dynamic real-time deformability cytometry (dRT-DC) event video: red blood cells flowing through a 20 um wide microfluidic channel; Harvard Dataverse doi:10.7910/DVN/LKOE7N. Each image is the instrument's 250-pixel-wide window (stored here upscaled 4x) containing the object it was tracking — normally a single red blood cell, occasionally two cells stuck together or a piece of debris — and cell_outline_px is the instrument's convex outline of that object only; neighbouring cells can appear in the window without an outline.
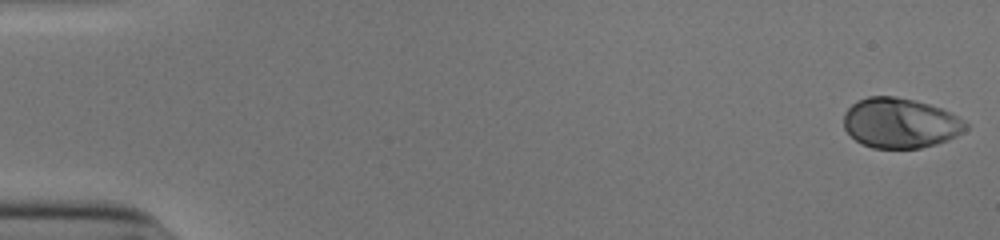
{"species": "human", "species_latin": "Homo sapiens", "temperature_condition": "cold", "stored_images_in_passage": 53, "camera_frame_rate_fps": 3000, "um_per_image_px": 0.085, "donor": {"sex": "male"}, "frame": {"image": 1, "passage_image": 1, "time_ms": 0.0, "image_size_px": [1000, 240], "cell_outline_px": [[968, 128], [964, 132], [948, 140], [936, 144], [920, 148], [872, 148], [856, 140], [844, 128], [844, 112], [856, 100], [868, 96], [896, 96], [928, 104], [940, 108], [964, 120], [968, 124]], "centroid_in_image_um": [76.51, 10.46], "position_along_channel_um": 8.5, "area_um2": 35.55}}
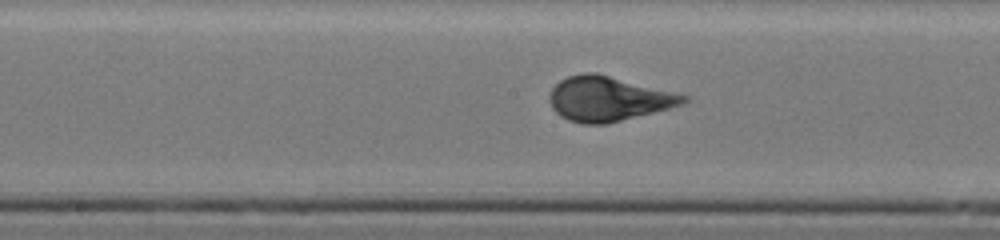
{"frame": {"image": 2, "passage_image": 28, "time_ms": 9.0, "image_size_px": [1000, 240], "cell_outline_px": [[688, 100], [684, 104], [608, 124], [580, 124], [568, 120], [560, 116], [552, 108], [548, 100], [548, 96], [552, 88], [560, 80], [568, 76], [584, 72], [596, 72], [688, 96]], "centroid_in_image_um": [51.65, 8.4], "position_along_channel_um": 196.5, "area_um2": 34.85}}
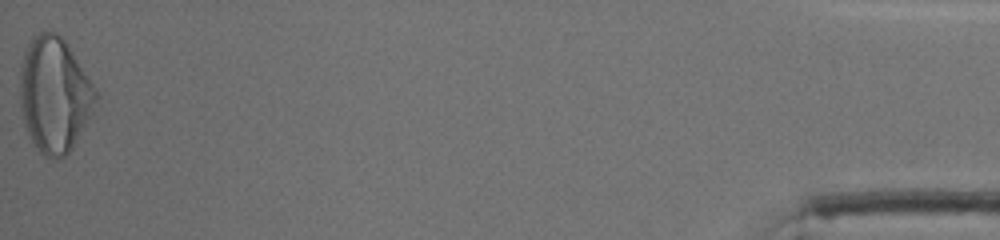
{"frame": {"image": 3, "passage_image": 53, "time_ms": 17.333, "image_size_px": [1000, 240], "cell_outline_px": [[100, 96], [92, 112], [72, 148], [64, 156], [52, 160], [44, 156], [40, 152], [32, 140], [24, 124], [20, 108], [20, 64], [24, 52], [28, 44], [40, 32], [56, 32], [68, 44], [96, 88]], "centroid_in_image_um": [4.63, 8.05], "position_along_channel_um": 430.6, "area_um2": 50.92}, "authors_computed_cell_mechanics": {"area_um2": 34.9112, "velocity_mm_per_s": 3.9073, "shape_relaxation_time_tau1_ms": 4.0606, "shape_relaxation_time_tau2_ms": null, "deformation_change_tau1": 0.2114, "deformation_change_tau2": null}}